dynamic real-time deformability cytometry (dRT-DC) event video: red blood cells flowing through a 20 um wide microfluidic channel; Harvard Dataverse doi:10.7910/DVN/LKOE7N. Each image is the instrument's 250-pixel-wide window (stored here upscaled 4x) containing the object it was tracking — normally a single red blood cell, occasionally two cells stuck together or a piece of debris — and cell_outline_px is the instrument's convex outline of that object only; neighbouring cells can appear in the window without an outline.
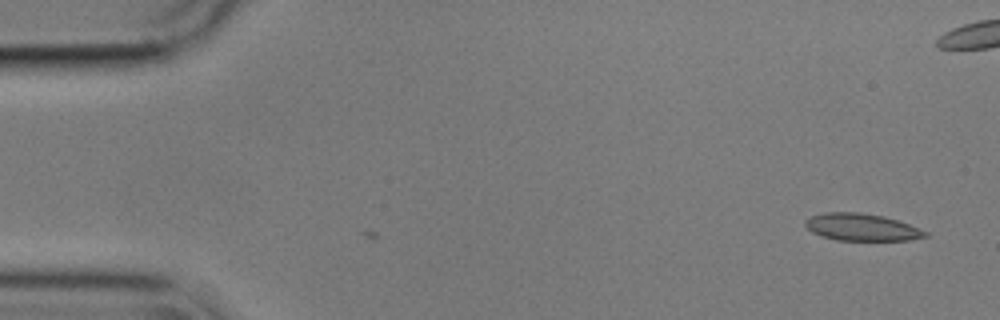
{"species": "common noctule bat (a hibernating species)", "species_latin": "Nyctalus noctula", "temperature_condition": "cold", "stored_images_in_passage": 2, "camera_frame_rate_fps": 3000, "um_per_image_px": 0.085, "animal": {"sex": "male", "body_mass_g": 17.9}, "frame": {"image": 1, "passage_image": 1, "time_ms": 0.0, "image_size_px": [1000, 320], "cell_outline_px": [[928, 236], [908, 240], [836, 240], [820, 236], [812, 232], [804, 224], [804, 220], [812, 216], [824, 212], [860, 212], [884, 216], [908, 224], [928, 232]], "centroid_in_image_um": [73.21, 19.31], "position_along_channel_um": 11.8, "area_um2": 18.96}}